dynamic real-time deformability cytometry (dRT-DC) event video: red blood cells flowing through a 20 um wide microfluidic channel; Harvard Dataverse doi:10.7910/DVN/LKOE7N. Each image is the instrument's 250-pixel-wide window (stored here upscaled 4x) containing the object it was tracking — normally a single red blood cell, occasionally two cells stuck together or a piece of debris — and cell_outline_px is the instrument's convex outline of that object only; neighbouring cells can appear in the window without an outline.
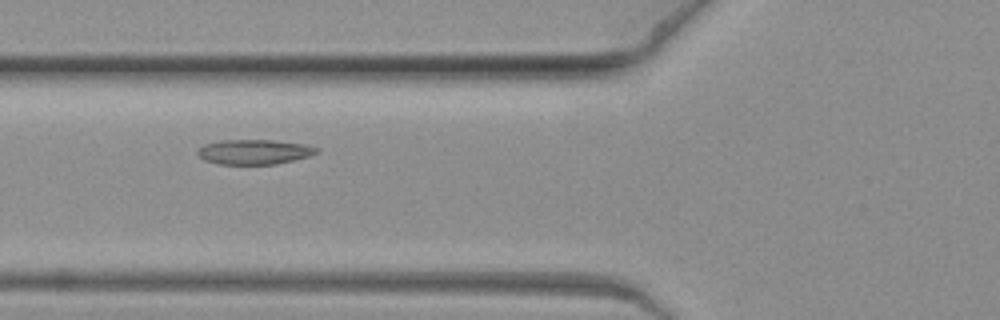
{"species": "common noctule bat (a hibernating species)", "species_latin": "Nyctalus noctula", "temperature_condition": "warm", "stored_images_in_passage": 9, "camera_frame_rate_fps": 3000, "um_per_image_px": 0.085, "animal": {"sex": "female", "body_mass_g": 19.3, "forearm_length_mm": 54.1}, "frame": {"image": 1, "passage_image": 2, "time_ms": 0.333, "image_size_px": [1000, 320], "cell_outline_px": [[320, 152], [308, 156], [276, 164], [220, 164], [204, 160], [196, 152], [204, 144], [220, 140], [272, 140], [304, 144], [320, 148]], "centroid_in_image_um": [21.62, 12.9], "position_along_channel_um": 104.2, "area_um2": 17.17}}
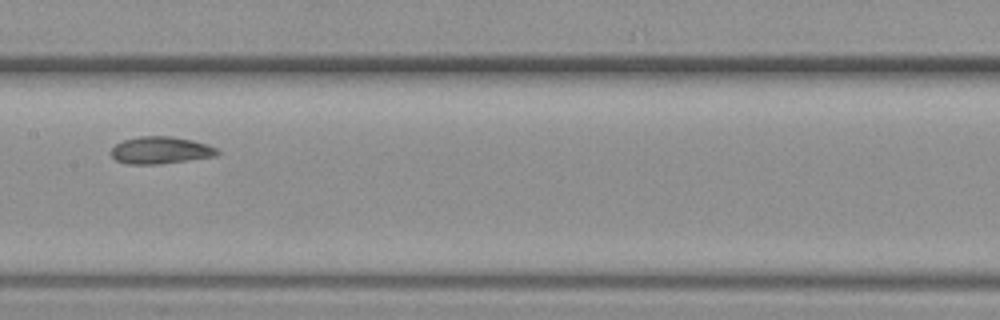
{"frame": {"image": 2, "passage_image": 5, "time_ms": 1.333, "image_size_px": [1000, 320], "cell_outline_px": [[220, 152], [216, 156], [160, 164], [128, 164], [116, 160], [112, 156], [112, 148], [116, 144], [124, 140], [140, 136], [172, 136], [192, 140], [208, 144], [216, 148]], "centroid_in_image_um": [13.67, 12.77], "position_along_channel_um": 193.7, "area_um2": 16.76}}
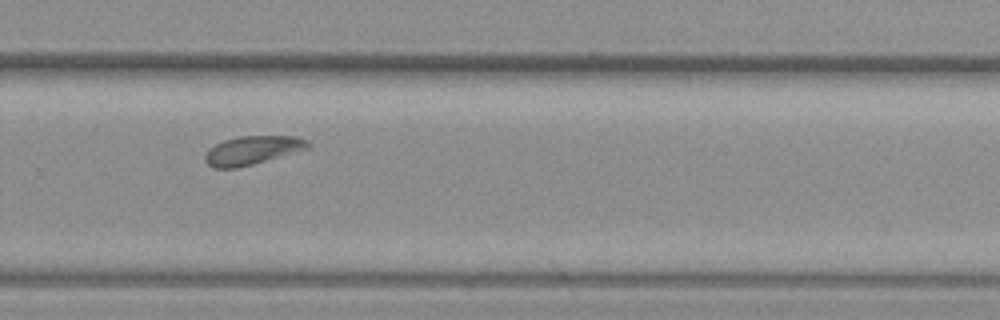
{"frame": {"image": 3, "passage_image": 8, "time_ms": 2.333, "image_size_px": [1000, 320], "cell_outline_px": [[312, 144], [308, 148], [252, 164], [236, 168], [212, 168], [204, 160], [204, 156], [208, 148], [224, 140], [240, 136], [292, 136], [308, 140]], "centroid_in_image_um": [21.41, 12.77], "position_along_channel_um": 308.4, "area_um2": 16.99}}